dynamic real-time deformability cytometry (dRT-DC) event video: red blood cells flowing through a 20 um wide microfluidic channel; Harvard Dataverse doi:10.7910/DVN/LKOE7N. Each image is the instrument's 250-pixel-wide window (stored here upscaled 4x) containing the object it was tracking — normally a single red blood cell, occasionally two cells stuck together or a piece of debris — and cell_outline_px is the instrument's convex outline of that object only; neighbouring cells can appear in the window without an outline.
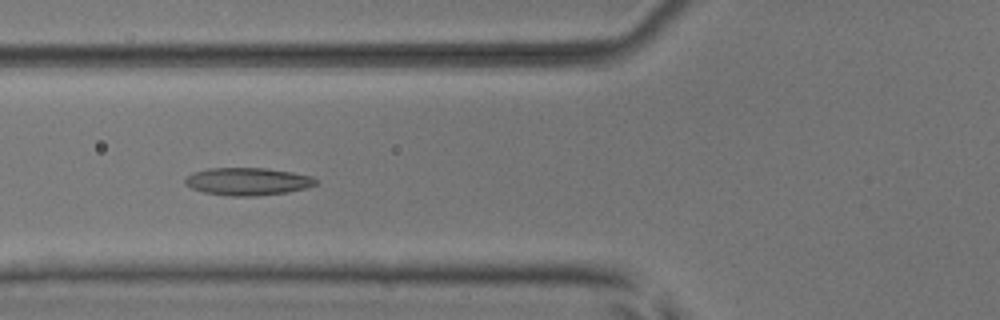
{"species": "common noctule bat (a hibernating species)", "species_latin": "Nyctalus noctula", "temperature_condition": "room temperature", "stored_images_in_passage": 54, "segment_of_instrument_passage": [1, 2], "camera_frame_rate_fps": 3000, "um_per_image_px": 0.085, "animal": {"sex": "male", "body_mass_g": 17.9, "forearm_length_mm": 54.2}, "frame": {"image": 1, "passage_image": 21, "time_ms": 6.667, "image_size_px": [1000, 320], "cell_outline_px": [[316, 184], [304, 188], [288, 192], [256, 196], [228, 196], [204, 192], [192, 188], [184, 184], [184, 180], [192, 172], [208, 168], [264, 168], [292, 172], [312, 176], [316, 180]], "centroid_in_image_um": [21.02, 15.42], "position_along_channel_um": 104.8, "area_um2": 20.98}}
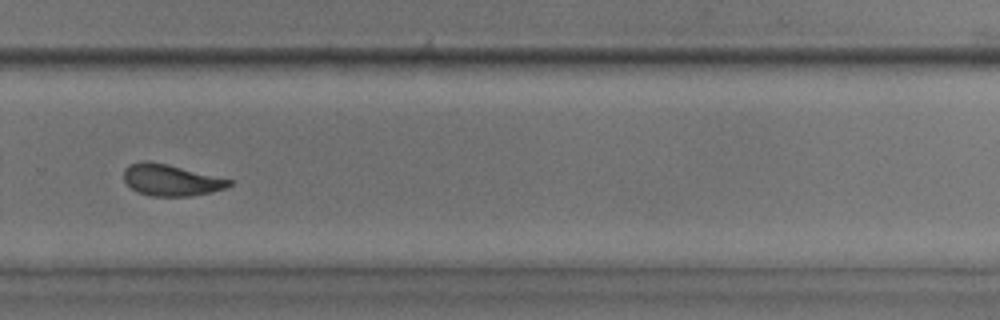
{"frame": {"image": 2, "passage_image": 37, "time_ms": 12.0, "image_size_px": [1000, 320], "cell_outline_px": [[232, 184], [224, 188], [212, 192], [188, 196], [152, 196], [140, 192], [132, 188], [124, 180], [124, 168], [128, 164], [144, 160], [148, 160], [168, 164], [232, 180]], "centroid_in_image_um": [14.51, 15.29], "position_along_channel_um": 315.3, "area_um2": 19.19}}
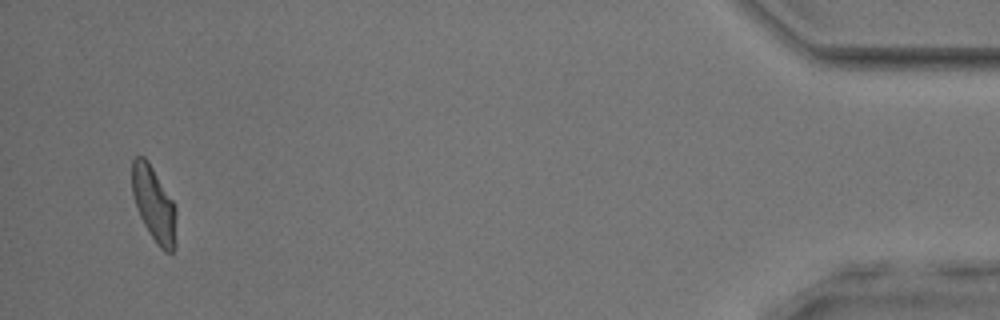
{"frame": {"image": 3, "passage_image": 51, "time_ms": 16.667, "image_size_px": [1000, 320], "cell_outline_px": [[176, 248], [172, 252], [164, 252], [156, 244], [148, 232], [136, 208], [132, 192], [132, 160], [136, 156], [144, 156], [148, 160], [176, 204]], "centroid_in_image_um": [13.11, 17.37], "position_along_channel_um": 422.1, "area_um2": 19.77}}